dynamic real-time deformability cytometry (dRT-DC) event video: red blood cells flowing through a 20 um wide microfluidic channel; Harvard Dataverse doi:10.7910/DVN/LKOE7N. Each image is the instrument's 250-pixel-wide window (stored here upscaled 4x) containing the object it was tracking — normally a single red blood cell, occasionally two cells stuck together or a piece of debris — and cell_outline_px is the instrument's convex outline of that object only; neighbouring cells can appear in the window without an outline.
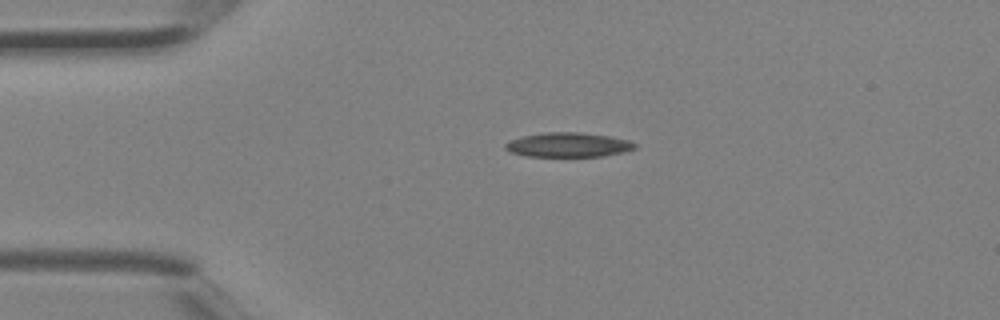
{"species": "Egyptian fruit bat (a non-hibernating species)", "species_latin": "Rousettus aegyptiacus", "temperature_condition": "room temperature", "stored_images_in_passage": 3, "camera_frame_rate_fps": 3000, "um_per_image_px": 0.085, "animal": {"sex": "female"}, "frame": {"image": 1, "passage_image": 1, "time_ms": 0.0, "image_size_px": [1000, 320], "cell_outline_px": [[636, 148], [624, 152], [604, 156], [528, 156], [512, 152], [504, 148], [504, 144], [512, 140], [524, 136], [544, 132], [580, 132], [612, 136], [628, 140], [636, 144]], "centroid_in_image_um": [48.35, 12.3], "position_along_channel_um": 36.7, "area_um2": 18.38}}